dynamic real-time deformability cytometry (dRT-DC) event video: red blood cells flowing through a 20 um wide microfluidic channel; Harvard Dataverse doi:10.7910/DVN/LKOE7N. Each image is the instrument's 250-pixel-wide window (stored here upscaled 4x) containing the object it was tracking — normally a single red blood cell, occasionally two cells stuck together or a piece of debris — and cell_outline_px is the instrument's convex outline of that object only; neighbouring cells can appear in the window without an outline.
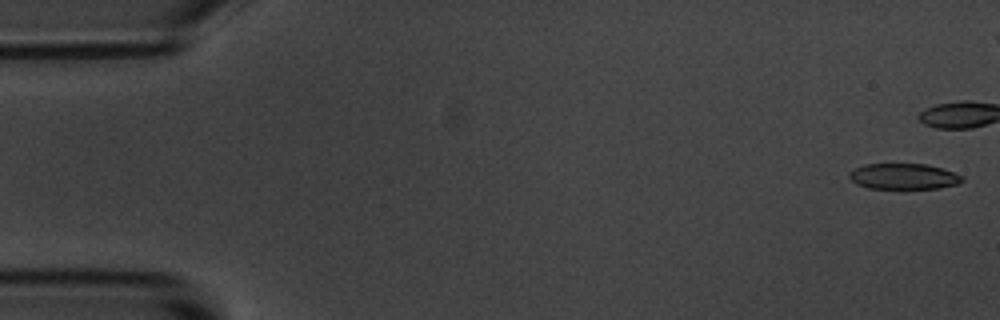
{"species": "common noctule bat (a hibernating species)", "species_latin": "Nyctalus noctula", "temperature_condition": "room temperature", "stored_images_in_passage": 7, "camera_frame_rate_fps": 3000, "um_per_image_px": 0.085, "animal": {"sex": "male", "body_mass_g": 20.1, "forearm_length_mm": 53.5}, "frame": {"image": 1, "passage_image": 1, "time_ms": 0.0, "image_size_px": [1000, 320], "cell_outline_px": [[964, 180], [960, 184], [936, 188], [868, 188], [856, 184], [848, 176], [848, 172], [864, 164], [928, 164], [964, 176]], "centroid_in_image_um": [76.81, 14.99], "position_along_channel_um": 8.2, "area_um2": 16.94}}
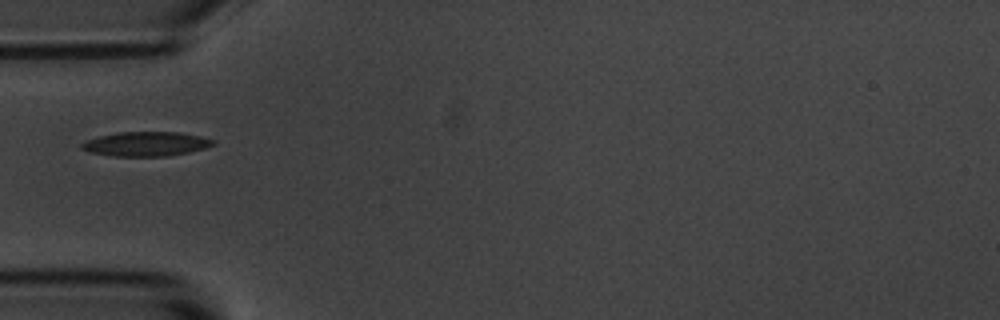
{"frame": {"image": 2, "passage_image": 7, "time_ms": 8.0, "image_size_px": [1000, 320], "cell_outline_px": [[216, 144], [204, 148], [188, 152], [168, 156], [116, 156], [92, 152], [80, 148], [80, 144], [84, 140], [100, 136], [120, 132], [180, 132], [200, 136], [216, 140]], "centroid_in_image_um": [12.43, 12.23], "position_along_channel_um": 72.6, "area_um2": 18.61}}